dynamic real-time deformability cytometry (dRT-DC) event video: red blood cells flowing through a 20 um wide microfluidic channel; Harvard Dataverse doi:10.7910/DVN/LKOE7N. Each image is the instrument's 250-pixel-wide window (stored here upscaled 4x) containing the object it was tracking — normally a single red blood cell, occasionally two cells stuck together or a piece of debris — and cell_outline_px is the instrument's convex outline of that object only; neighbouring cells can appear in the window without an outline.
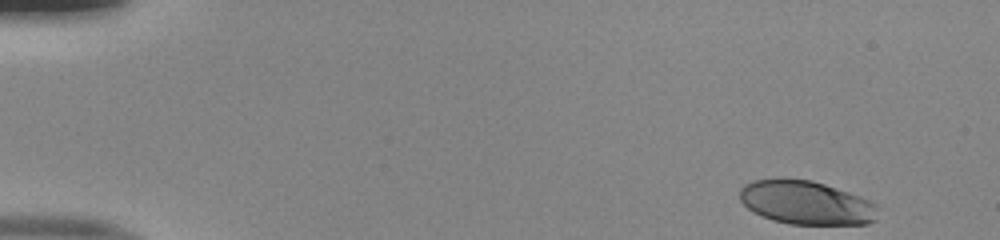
{"species": "human", "species_latin": "Homo sapiens", "temperature_condition": "room temperature", "stored_images_in_passage": 48, "camera_frame_rate_fps": 3000, "um_per_image_px": 0.085, "donor": {"sex": "male"}, "frame": {"image": 1, "passage_image": 1, "time_ms": 0.0, "image_size_px": [1000, 240], "cell_outline_px": [[880, 208], [876, 220], [868, 224], [788, 224], [772, 220], [760, 216], [752, 212], [740, 200], [740, 188], [744, 184], [752, 180], [780, 176], [812, 180], [848, 192], [868, 200], [876, 204]], "centroid_in_image_um": [68.49, 17.21], "position_along_channel_um": 16.5, "area_um2": 35.89}}
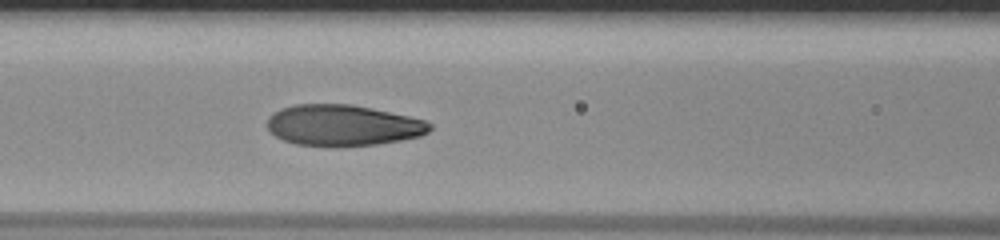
{"frame": {"image": 2, "passage_image": 20, "time_ms": 6.333, "image_size_px": [1000, 240], "cell_outline_px": [[432, 128], [428, 132], [420, 136], [400, 140], [376, 144], [340, 148], [336, 148], [296, 144], [284, 140], [276, 136], [268, 128], [268, 116], [272, 112], [280, 108], [296, 104], [352, 104], [372, 108], [408, 116], [424, 120], [432, 124]], "centroid_in_image_um": [29.13, 10.66], "position_along_channel_um": 137.5, "area_um2": 39.3}}
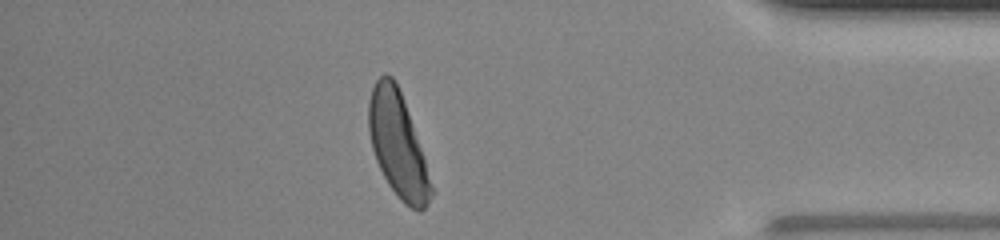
{"frame": {"image": 3, "passage_image": 42, "time_ms": 13.667, "image_size_px": [1000, 240], "cell_outline_px": [[432, 196], [428, 204], [420, 212], [404, 204], [400, 200], [388, 184], [376, 160], [372, 148], [368, 132], [368, 100], [372, 88], [376, 80], [384, 72], [392, 76], [396, 80], [420, 148], [424, 160], [432, 188]], "centroid_in_image_um": [33.76, 12.29], "position_along_channel_um": 401.4, "area_um2": 37.4}, "authors_computed_cell_mechanics": {"area_um2": 38.3792, "velocity_mm_per_s": 4.0175, "shape_relaxation_time_tau1_ms": 3.1397, "shape_relaxation_time_tau2_ms": null, "deformation_change_tau1": 0.1689, "deformation_change_tau2": null}}